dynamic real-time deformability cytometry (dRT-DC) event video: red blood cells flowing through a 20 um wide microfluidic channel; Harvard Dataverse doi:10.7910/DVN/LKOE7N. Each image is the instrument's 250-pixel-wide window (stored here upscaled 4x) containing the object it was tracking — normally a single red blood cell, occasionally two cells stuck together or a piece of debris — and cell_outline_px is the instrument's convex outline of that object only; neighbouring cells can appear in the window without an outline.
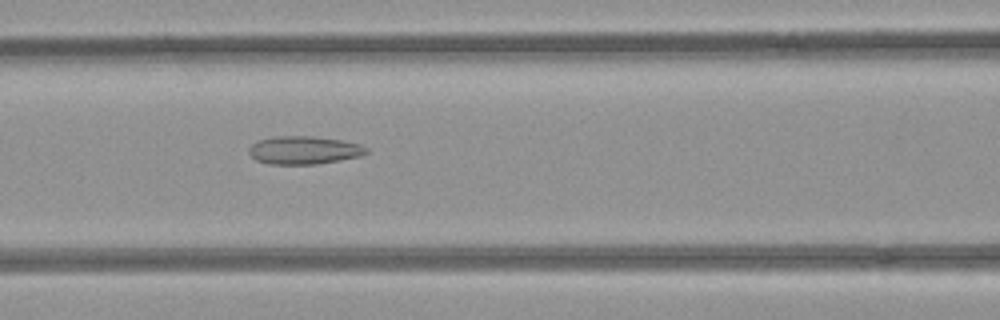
{"species": "common noctule bat (a hibernating species)", "species_latin": "Nyctalus noctula", "temperature_condition": "room temperature", "stored_images_in_passage": 36, "camera_frame_rate_fps": 3000, "um_per_image_px": 0.085, "animal": {"sex": "female", "body_mass_g": 21.9}, "frame": {"image": 1, "passage_image": 6, "time_ms": 1.667, "image_size_px": [1000, 320], "cell_outline_px": [[368, 152], [360, 156], [340, 160], [316, 164], [268, 164], [256, 160], [248, 152], [248, 148], [252, 144], [260, 140], [276, 136], [312, 136], [340, 140], [360, 144], [368, 148]], "centroid_in_image_um": [25.83, 12.76], "position_along_channel_um": 140.8, "area_um2": 19.13}}
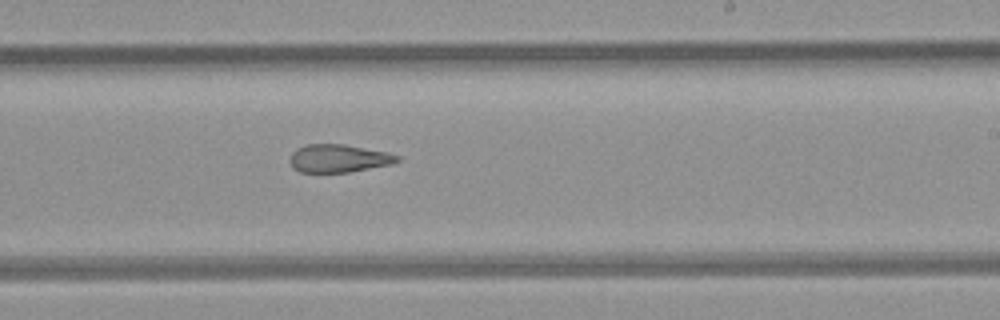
{"frame": {"image": 2, "passage_image": 15, "time_ms": 4.667, "image_size_px": [1000, 320], "cell_outline_px": [[400, 160], [392, 164], [348, 172], [300, 172], [292, 168], [288, 160], [292, 152], [296, 148], [304, 144], [344, 144], [384, 152], [400, 156]], "centroid_in_image_um": [28.71, 13.46], "position_along_channel_um": 260.3, "area_um2": 17.51}}
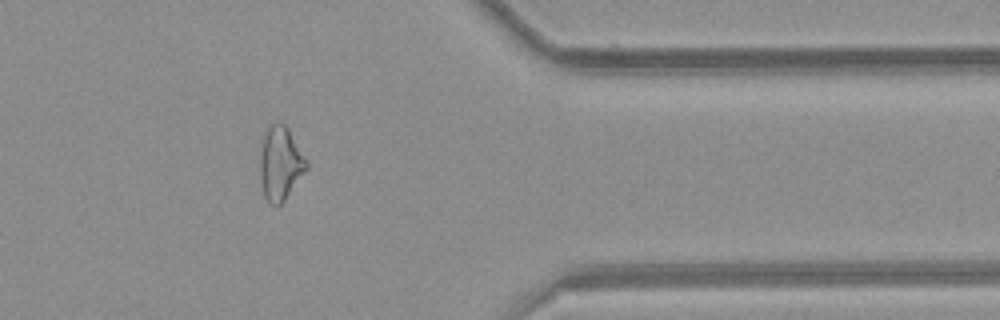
{"frame": {"image": 3, "passage_image": 26, "time_ms": 8.333, "image_size_px": [1000, 320], "cell_outline_px": [[308, 168], [284, 200], [280, 204], [268, 204], [264, 196], [260, 180], [260, 156], [264, 136], [268, 124], [284, 124], [288, 128], [308, 160]], "centroid_in_image_um": [23.84, 13.89], "position_along_channel_um": 387.6, "area_um2": 19.88}}